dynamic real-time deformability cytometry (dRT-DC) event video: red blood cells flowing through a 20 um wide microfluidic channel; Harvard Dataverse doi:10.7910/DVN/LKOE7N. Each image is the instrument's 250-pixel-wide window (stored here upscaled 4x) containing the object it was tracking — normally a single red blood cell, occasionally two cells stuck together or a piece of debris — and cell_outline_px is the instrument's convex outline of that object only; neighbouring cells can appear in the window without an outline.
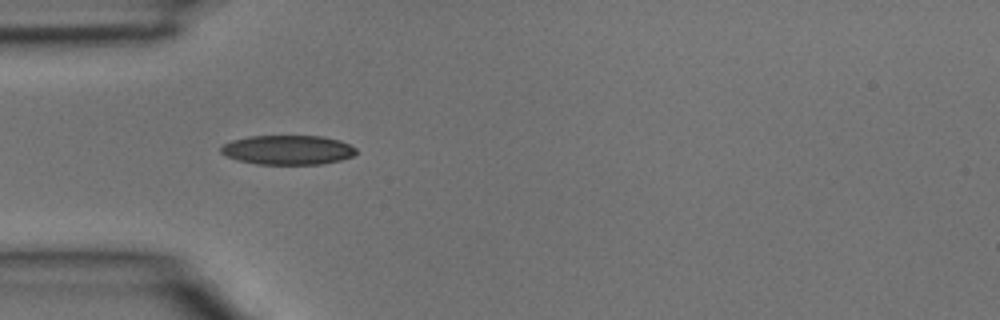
{"species": "common noctule bat (a hibernating species)", "species_latin": "Nyctalus noctula", "temperature_condition": "room temperature", "stored_images_in_passage": 3, "camera_frame_rate_fps": 3000, "um_per_image_px": 0.085, "animal": {"sex": "male", "body_mass_g": 15.6}, "frame": {"image": 1, "passage_image": 3, "time_ms": 0.667, "image_size_px": [1000, 320], "cell_outline_px": [[356, 152], [352, 156], [340, 160], [320, 164], [256, 164], [240, 160], [228, 156], [220, 152], [220, 148], [224, 144], [232, 140], [252, 136], [324, 136], [340, 140], [356, 148]], "centroid_in_image_um": [24.48, 12.74], "position_along_channel_um": 60.5, "area_um2": 23.0}}